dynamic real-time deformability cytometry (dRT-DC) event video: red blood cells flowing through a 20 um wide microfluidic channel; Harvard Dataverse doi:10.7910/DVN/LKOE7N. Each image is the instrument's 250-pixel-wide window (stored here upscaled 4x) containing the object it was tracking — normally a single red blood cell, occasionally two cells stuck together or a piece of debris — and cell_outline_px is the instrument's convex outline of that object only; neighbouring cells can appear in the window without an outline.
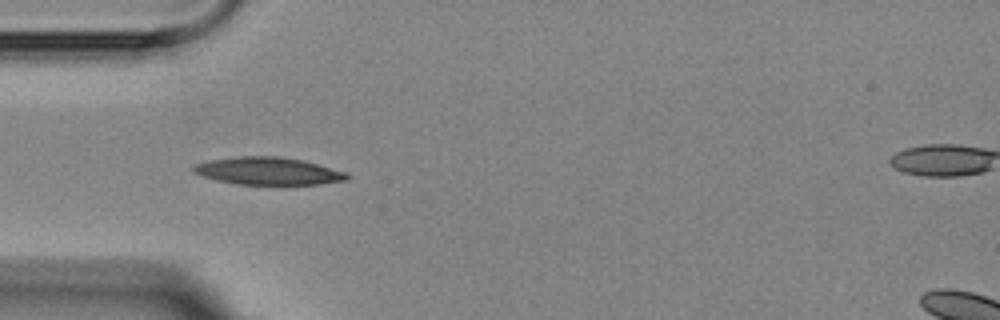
{"species": "Egyptian fruit bat (a non-hibernating species)", "species_latin": "Rousettus aegyptiacus", "temperature_condition": "room temperature", "stored_images_in_passage": 2, "camera_frame_rate_fps": 3000, "um_per_image_px": 0.085, "animal": {"sex": "female"}, "frame": {"image": 1, "passage_image": 1, "time_ms": 0.0, "image_size_px": [1000, 320], "cell_outline_px": [[348, 180], [320, 184], [236, 184], [216, 180], [192, 172], [192, 168], [196, 164], [208, 160], [236, 156], [280, 156], [300, 160], [348, 172]], "centroid_in_image_um": [22.77, 14.53], "position_along_channel_um": 62.2, "area_um2": 24.51}}
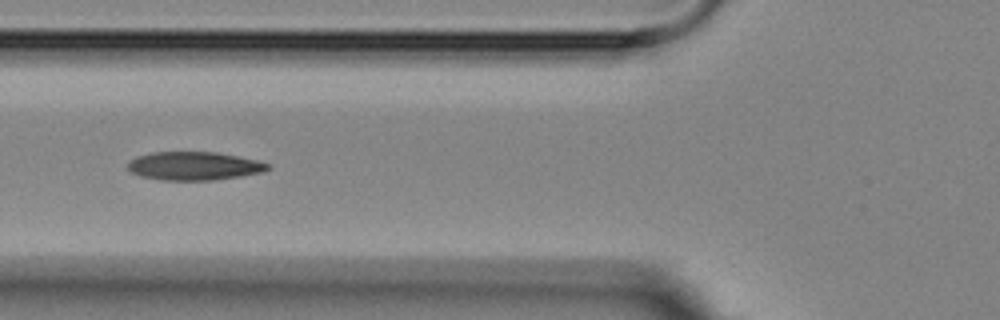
{"frame": {"image": 2, "passage_image": 2, "time_ms": 1.333, "image_size_px": [1000, 320], "cell_outline_px": [[272, 168], [260, 172], [240, 176], [216, 180], [160, 180], [140, 176], [132, 172], [128, 168], [128, 160], [136, 156], [152, 152], [216, 152], [256, 160], [268, 164]], "centroid_in_image_um": [16.45, 14.11], "position_along_channel_um": 109.3, "area_um2": 23.12}}